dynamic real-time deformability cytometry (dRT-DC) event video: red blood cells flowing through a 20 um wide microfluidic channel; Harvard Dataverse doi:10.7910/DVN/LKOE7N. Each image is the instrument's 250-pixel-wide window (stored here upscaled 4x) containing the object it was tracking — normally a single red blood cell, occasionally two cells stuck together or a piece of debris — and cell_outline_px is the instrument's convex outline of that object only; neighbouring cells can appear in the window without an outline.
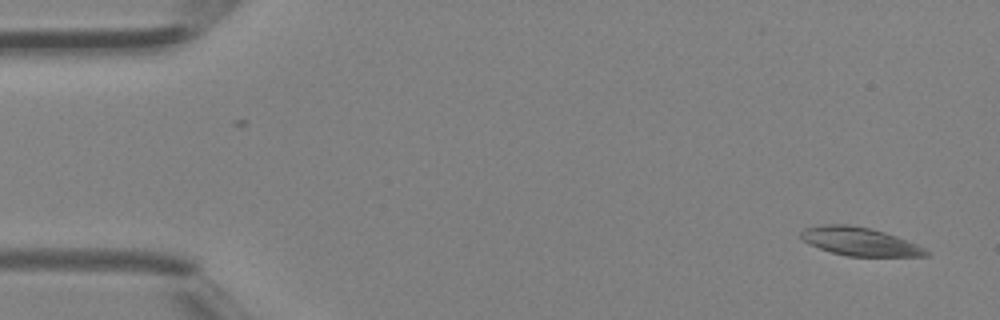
{"species": "Egyptian fruit bat (a non-hibernating species)", "species_latin": "Rousettus aegyptiacus", "temperature_condition": "room temperature", "stored_images_in_passage": 12, "camera_frame_rate_fps": 3000, "um_per_image_px": 0.085, "animal": {"sex": "female"}, "frame": {"image": 1, "passage_image": 1, "time_ms": 0.0, "image_size_px": [1000, 320], "cell_outline_px": [[928, 256], [848, 256], [832, 252], [808, 244], [800, 236], [800, 232], [804, 228], [824, 224], [848, 224], [872, 228], [896, 236], [916, 244], [924, 248], [928, 252]], "centroid_in_image_um": [73.04, 20.51], "position_along_channel_um": 12.0, "area_um2": 20.52}}
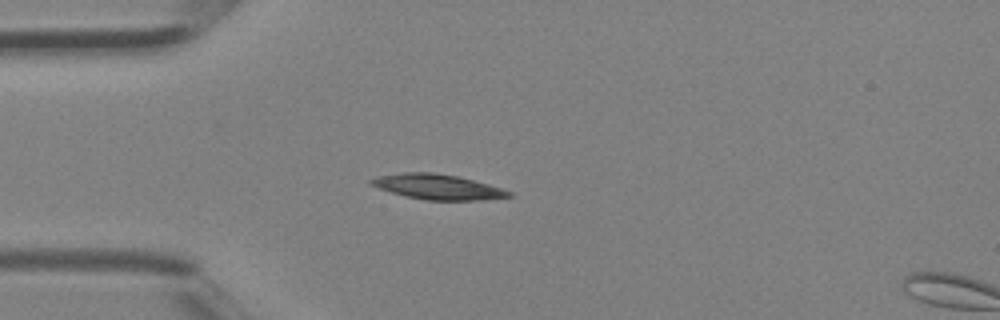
{"frame": {"image": 2, "passage_image": 10, "time_ms": 3.0, "image_size_px": [1000, 320], "cell_outline_px": [[512, 196], [476, 200], [428, 200], [404, 196], [368, 184], [368, 180], [376, 176], [404, 172], [432, 172], [456, 176], [488, 184], [512, 192]], "centroid_in_image_um": [37.14, 15.87], "position_along_channel_um": 47.9, "area_um2": 19.94}}